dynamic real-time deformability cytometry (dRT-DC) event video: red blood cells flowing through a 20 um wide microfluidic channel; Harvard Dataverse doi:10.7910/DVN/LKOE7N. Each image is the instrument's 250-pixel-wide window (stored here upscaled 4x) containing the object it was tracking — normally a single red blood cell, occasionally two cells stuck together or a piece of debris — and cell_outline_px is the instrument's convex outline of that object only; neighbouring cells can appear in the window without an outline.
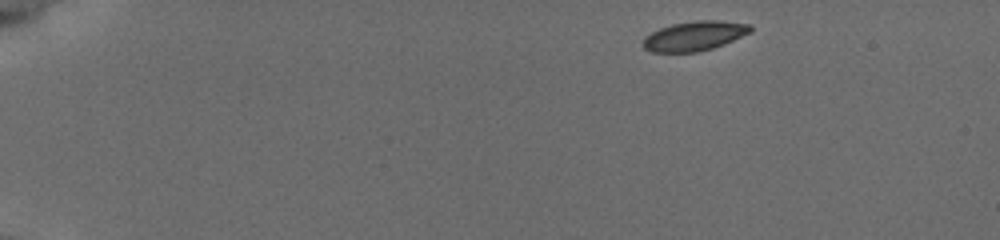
{"species": "common noctule bat (a hibernating species)", "species_latin": "Nyctalus noctula", "temperature_condition": "cold", "stored_images_in_passage": 15, "camera_frame_rate_fps": 3000, "um_per_image_px": 0.085, "animal": {"sex": "female", "body_mass_g": 19.5, "forearm_length_mm": 54.1}, "frame": {"image": 1, "passage_image": 1, "time_ms": 0.0, "image_size_px": [1000, 240], "cell_outline_px": [[752, 32], [724, 44], [712, 48], [696, 52], [652, 52], [644, 48], [644, 36], [660, 28], [672, 24], [696, 20], [720, 20], [752, 24]], "centroid_in_image_um": [59.07, 3.04], "position_along_channel_um": 25.9, "area_um2": 18.55}}
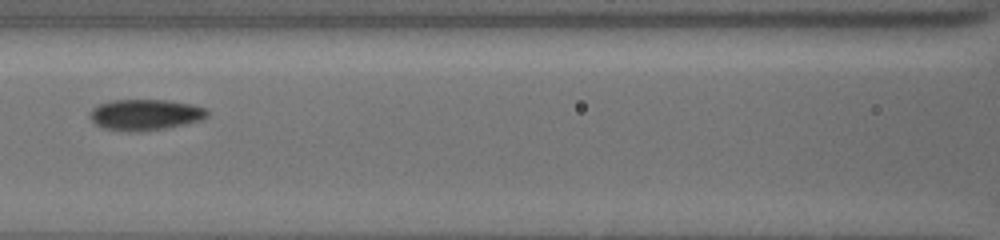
{"frame": {"image": 2, "passage_image": 7, "time_ms": 6.333, "image_size_px": [1000, 240], "cell_outline_px": [[208, 116], [200, 120], [184, 124], [164, 128], [104, 128], [96, 124], [88, 116], [92, 108], [96, 104], [112, 100], [168, 100], [192, 104], [204, 108], [208, 112]], "centroid_in_image_um": [12.35, 9.68], "position_along_channel_um": 154.3, "area_um2": 20.23}}
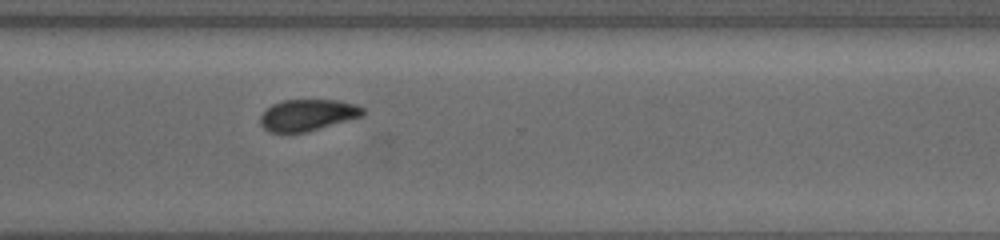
{"frame": {"image": 3, "passage_image": 15, "time_ms": 11.333, "image_size_px": [1000, 240], "cell_outline_px": [[364, 116], [304, 132], [268, 132], [260, 124], [260, 116], [272, 104], [284, 100], [336, 100], [356, 104], [364, 108]], "centroid_in_image_um": [26.16, 9.77], "position_along_channel_um": 344.4, "area_um2": 18.67}}